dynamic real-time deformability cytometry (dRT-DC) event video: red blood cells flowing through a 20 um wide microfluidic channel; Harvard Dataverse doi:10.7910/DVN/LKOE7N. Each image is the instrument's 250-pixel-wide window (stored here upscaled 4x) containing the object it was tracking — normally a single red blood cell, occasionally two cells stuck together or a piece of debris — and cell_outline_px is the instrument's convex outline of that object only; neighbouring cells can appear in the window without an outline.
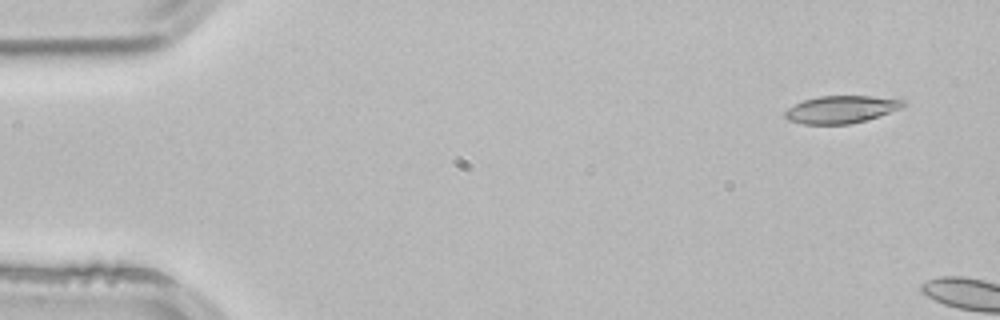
{"species": "common noctule bat (a hibernating species)", "species_latin": "Nyctalus noctula", "temperature_condition": "room temperature", "stored_images_in_passage": 2, "camera_frame_rate_fps": 3000, "um_per_image_px": 0.085, "animal": {"sex": "male", "body_mass_g": 21.5, "forearm_length_mm": 52.0}, "frame": {"image": 1, "passage_image": 1, "time_ms": 0.0, "image_size_px": [1000, 320], "cell_outline_px": [[908, 104], [900, 108], [868, 120], [848, 124], [804, 124], [788, 120], [784, 116], [784, 112], [788, 108], [804, 100], [820, 96], [872, 96], [908, 100]], "centroid_in_image_um": [71.54, 9.3], "position_along_channel_um": 13.5, "area_um2": 18.96}}